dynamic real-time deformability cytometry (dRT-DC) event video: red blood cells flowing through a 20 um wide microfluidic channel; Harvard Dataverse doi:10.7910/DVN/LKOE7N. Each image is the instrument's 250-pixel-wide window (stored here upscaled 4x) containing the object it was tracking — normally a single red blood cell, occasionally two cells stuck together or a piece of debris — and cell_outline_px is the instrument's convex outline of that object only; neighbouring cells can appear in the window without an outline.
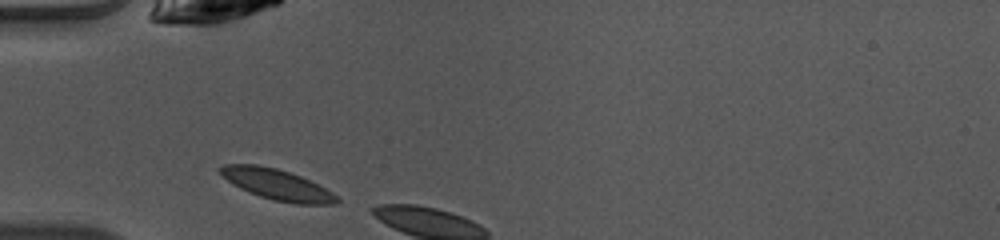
{"species": "common noctule bat (a hibernating species)", "species_latin": "Nyctalus noctula", "temperature_condition": "warm", "stored_images_in_passage": 2, "camera_frame_rate_fps": 3000, "um_per_image_px": 0.085, "animal": {"sex": "female", "body_mass_g": 10.0, "forearm_length_mm": 53.1}, "frame": {"image": 1, "passage_image": 1, "time_ms": 0.0, "image_size_px": [1000, 240], "cell_outline_px": [[340, 200], [336, 204], [296, 204], [276, 200], [260, 196], [248, 192], [232, 184], [216, 168], [224, 164], [256, 164], [276, 168], [300, 176], [332, 192]], "centroid_in_image_um": [23.52, 15.68], "position_along_channel_um": 61.5, "area_um2": 20.58}}